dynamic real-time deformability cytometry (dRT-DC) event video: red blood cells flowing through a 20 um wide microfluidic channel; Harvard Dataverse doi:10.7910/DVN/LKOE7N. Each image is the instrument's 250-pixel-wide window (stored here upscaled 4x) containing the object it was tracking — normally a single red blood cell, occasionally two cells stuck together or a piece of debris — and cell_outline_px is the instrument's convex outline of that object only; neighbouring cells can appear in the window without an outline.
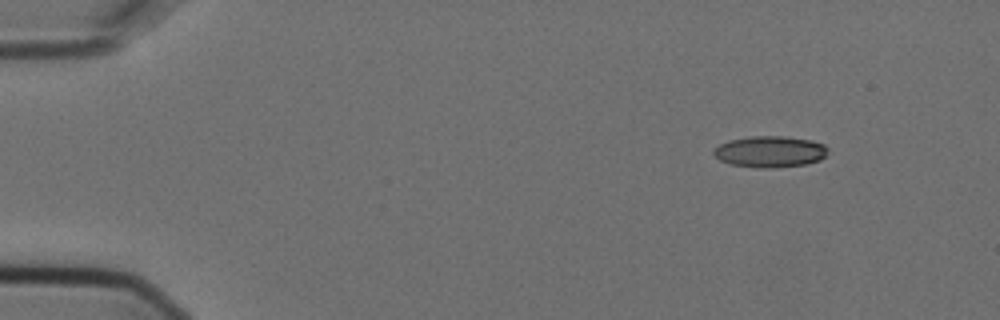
{"species": "Egyptian fruit bat (a non-hibernating species)", "species_latin": "Rousettus aegyptiacus", "temperature_condition": "cold", "stored_images_in_passage": 5, "segment_of_instrument_passage": [1, 2], "camera_frame_rate_fps": 3000, "um_per_image_px": 0.085, "animal": {"sex": "female"}, "frame": {"image": 1, "passage_image": 1, "time_ms": 0.0, "image_size_px": [1000, 320], "cell_outline_px": [[828, 152], [820, 160], [804, 164], [772, 168], [760, 168], [732, 164], [720, 160], [712, 152], [712, 148], [728, 140], [748, 136], [784, 136], [812, 140], [824, 144], [828, 148]], "centroid_in_image_um": [65.44, 12.87], "position_along_channel_um": 19.6, "area_um2": 20.92}}